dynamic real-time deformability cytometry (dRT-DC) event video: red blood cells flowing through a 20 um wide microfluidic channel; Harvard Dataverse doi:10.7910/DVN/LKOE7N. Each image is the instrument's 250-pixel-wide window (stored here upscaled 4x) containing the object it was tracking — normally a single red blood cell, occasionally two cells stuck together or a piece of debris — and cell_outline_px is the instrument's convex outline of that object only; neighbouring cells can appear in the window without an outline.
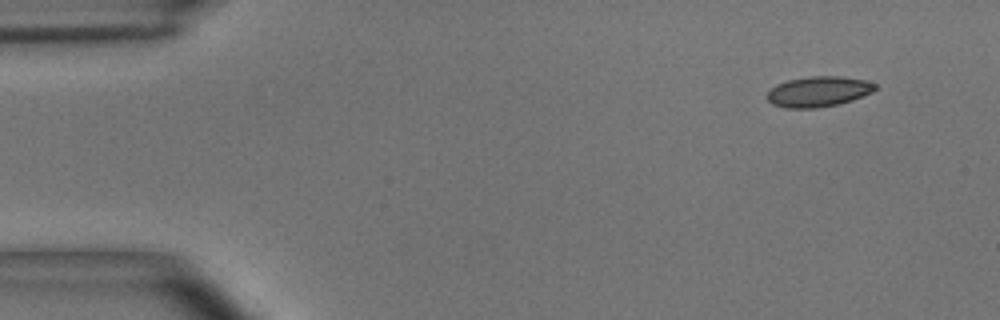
{"species": "common noctule bat (a hibernating species)", "species_latin": "Nyctalus noctula", "temperature_condition": "room temperature", "stored_images_in_passage": 4, "camera_frame_rate_fps": 3000, "um_per_image_px": 0.085, "animal": {"sex": "male", "body_mass_g": 15.6}, "frame": {"image": 1, "passage_image": 1, "time_ms": 0.0, "image_size_px": [1000, 320], "cell_outline_px": [[876, 88], [872, 92], [852, 100], [840, 104], [816, 108], [788, 108], [772, 104], [768, 100], [768, 92], [776, 84], [788, 80], [808, 76], [840, 76], [864, 80], [876, 84]], "centroid_in_image_um": [69.57, 7.78], "position_along_channel_um": 15.4, "area_um2": 19.07}}
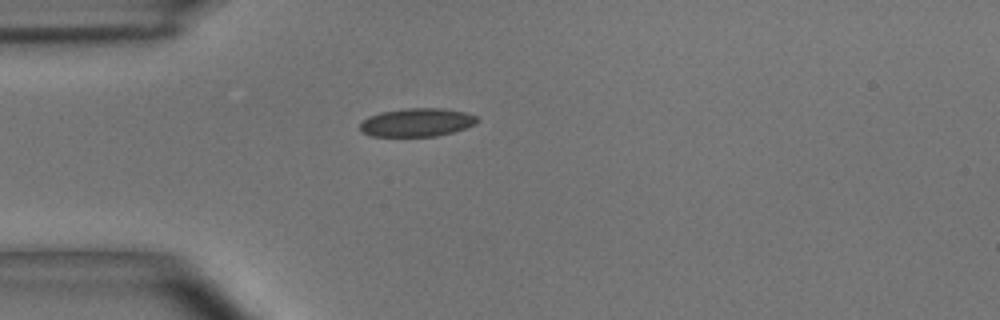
{"frame": {"image": 2, "passage_image": 4, "time_ms": 1.0, "image_size_px": [1000, 320], "cell_outline_px": [[480, 120], [476, 124], [452, 132], [436, 136], [372, 136], [364, 132], [360, 128], [360, 124], [368, 116], [380, 112], [404, 108], [444, 108], [464, 112], [476, 116]], "centroid_in_image_um": [35.45, 10.39], "position_along_channel_um": 49.5, "area_um2": 19.31}}